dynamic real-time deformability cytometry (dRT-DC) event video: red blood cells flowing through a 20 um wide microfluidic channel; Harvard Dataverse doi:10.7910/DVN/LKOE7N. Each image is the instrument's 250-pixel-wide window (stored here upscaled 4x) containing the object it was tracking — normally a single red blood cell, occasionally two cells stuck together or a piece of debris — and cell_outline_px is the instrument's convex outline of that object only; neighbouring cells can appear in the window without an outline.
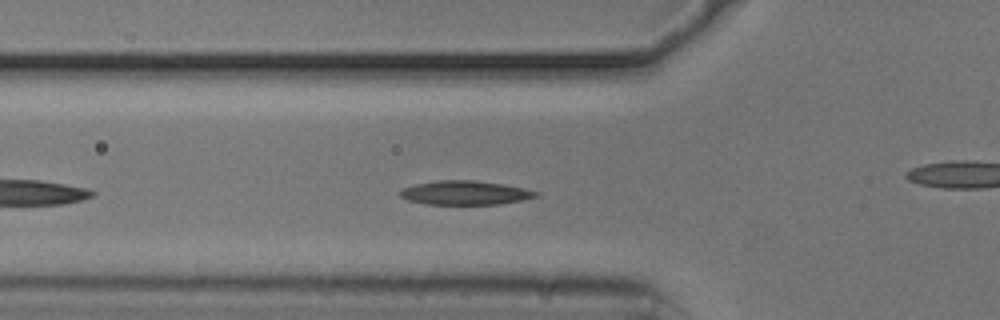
{"species": "common noctule bat (a hibernating species)", "species_latin": "Nyctalus noctula", "temperature_condition": "cold", "stored_images_in_passage": 37, "camera_frame_rate_fps": 3000, "um_per_image_px": 0.085, "animal": {"sex": "male", "body_mass_g": 20.5, "forearm_length_mm": 52.5}, "frame": {"image": 1, "passage_image": 7, "time_ms": 2.0, "image_size_px": [1000, 320], "cell_outline_px": [[540, 196], [524, 200], [500, 204], [428, 204], [408, 200], [400, 196], [400, 188], [416, 184], [436, 180], [476, 180], [524, 188], [540, 192]], "centroid_in_image_um": [39.56, 16.38], "position_along_channel_um": 86.2, "area_um2": 19.07}}
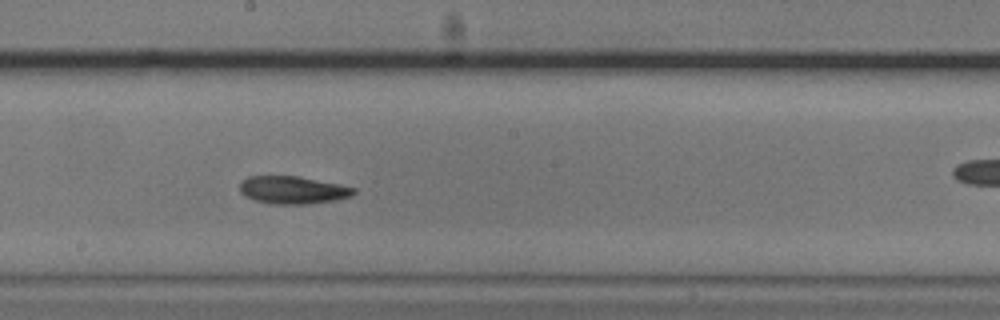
{"frame": {"image": 2, "passage_image": 18, "time_ms": 5.667, "image_size_px": [1000, 320], "cell_outline_px": [[356, 192], [352, 196], [336, 200], [308, 204], [272, 204], [256, 200], [244, 196], [240, 192], [240, 180], [248, 176], [300, 176], [340, 184], [356, 188]], "centroid_in_image_um": [24.89, 16.14], "position_along_channel_um": 223.3, "area_um2": 18.61}}
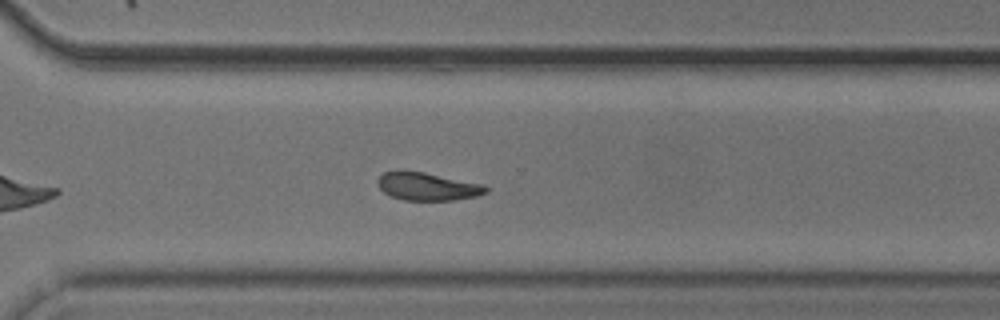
{"frame": {"image": 3, "passage_image": 27, "time_ms": 8.667, "image_size_px": [1000, 320], "cell_outline_px": [[488, 192], [476, 196], [452, 200], [404, 200], [392, 196], [384, 192], [376, 184], [376, 180], [384, 172], [396, 168], [400, 168], [424, 172], [484, 184], [488, 188]], "centroid_in_image_um": [36.28, 15.81], "position_along_channel_um": 334.3, "area_um2": 17.98}, "authors_computed_cell_mechanics": {"area_um2": 18.5538, "velocity_mm_per_s": 3.7113, "shape_relaxation_time_tau1_ms": 3.8829, "shape_relaxation_time_tau2_ms": 10.5826, "deformation_change_tau1": 0.1185, "deformation_change_tau2": 0.179}}